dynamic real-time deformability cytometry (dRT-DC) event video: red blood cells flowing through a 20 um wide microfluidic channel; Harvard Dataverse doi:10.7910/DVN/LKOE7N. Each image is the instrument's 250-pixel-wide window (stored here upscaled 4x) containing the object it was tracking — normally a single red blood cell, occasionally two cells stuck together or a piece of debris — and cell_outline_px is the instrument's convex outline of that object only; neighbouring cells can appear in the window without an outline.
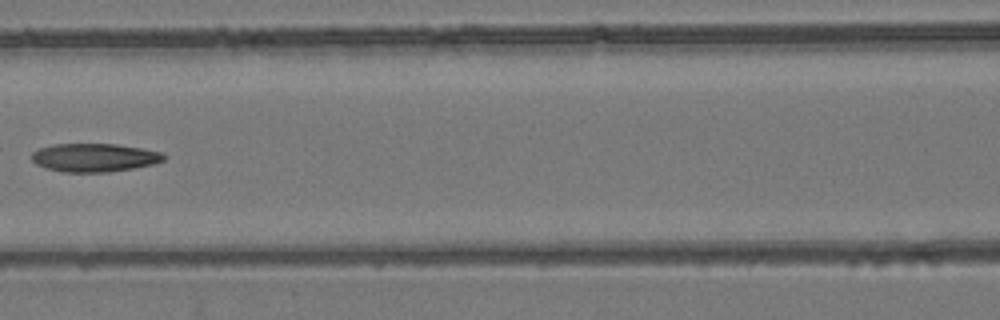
{"species": "common noctule bat (a hibernating species)", "species_latin": "Nyctalus noctula", "temperature_condition": "room temperature", "stored_images_in_passage": 6, "camera_frame_rate_fps": 3000, "um_per_image_px": 0.085, "animal": {"sex": "female", "body_mass_g": 24.6, "forearm_length_mm": 56.2}, "frame": {"image": 1, "passage_image": 5, "time_ms": 1.333, "image_size_px": [1000, 320], "cell_outline_px": [[164, 160], [152, 164], [132, 168], [108, 172], [64, 172], [44, 168], [36, 164], [32, 160], [32, 152], [40, 148], [56, 144], [116, 144], [164, 152]], "centroid_in_image_um": [8.0, 13.39], "position_along_channel_um": 158.6, "area_um2": 21.73}}
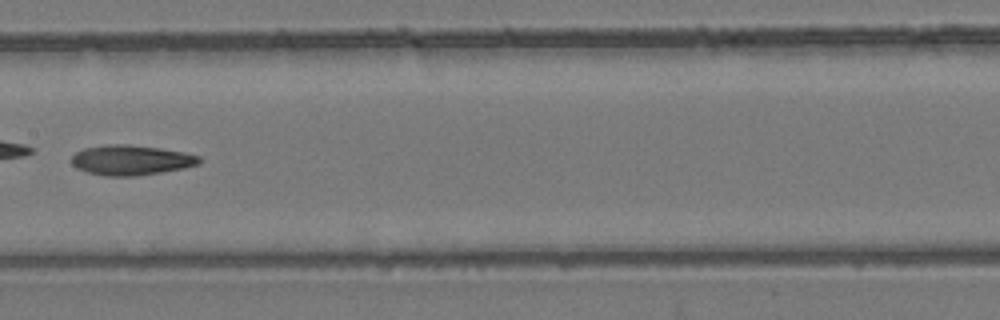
{"frame": {"image": 2, "passage_image": 6, "time_ms": 1.667, "image_size_px": [1000, 320], "cell_outline_px": [[200, 164], [184, 168], [136, 176], [104, 176], [88, 172], [76, 168], [72, 164], [72, 156], [76, 152], [84, 148], [108, 144], [128, 144], [160, 148], [184, 152], [200, 156]], "centroid_in_image_um": [11.14, 13.6], "position_along_channel_um": 196.3, "area_um2": 22.37}}